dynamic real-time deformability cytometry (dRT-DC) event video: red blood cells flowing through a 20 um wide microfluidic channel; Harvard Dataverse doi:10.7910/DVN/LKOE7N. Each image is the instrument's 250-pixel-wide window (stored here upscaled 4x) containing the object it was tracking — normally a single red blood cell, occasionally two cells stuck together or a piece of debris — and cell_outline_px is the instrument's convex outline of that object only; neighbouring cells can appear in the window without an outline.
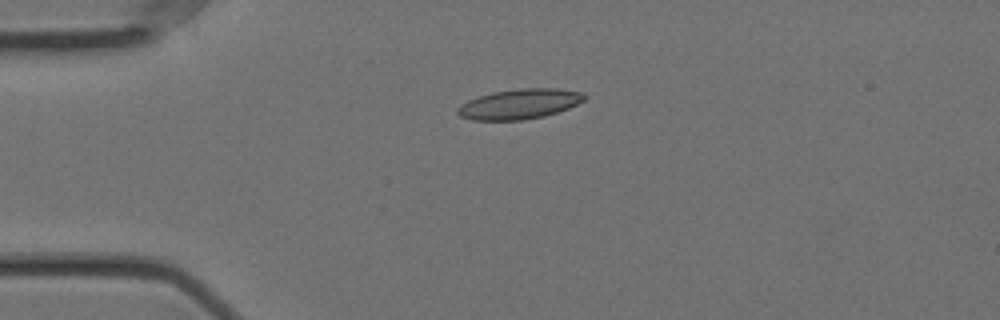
{"species": "Egyptian fruit bat (a non-hibernating species)", "species_latin": "Rousettus aegyptiacus", "temperature_condition": "cold", "stored_images_in_passage": 44, "camera_frame_rate_fps": 3000, "um_per_image_px": 0.085, "animal": {"sex": "female"}, "frame": {"image": 1, "passage_image": 1, "time_ms": 0.0, "image_size_px": [1000, 320], "cell_outline_px": [[588, 96], [584, 100], [568, 108], [544, 116], [524, 120], [472, 120], [460, 116], [456, 112], [456, 108], [460, 104], [468, 100], [492, 92], [520, 88], [556, 88], [584, 92]], "centroid_in_image_um": [44.15, 8.83], "position_along_channel_um": 40.8, "area_um2": 22.31}}
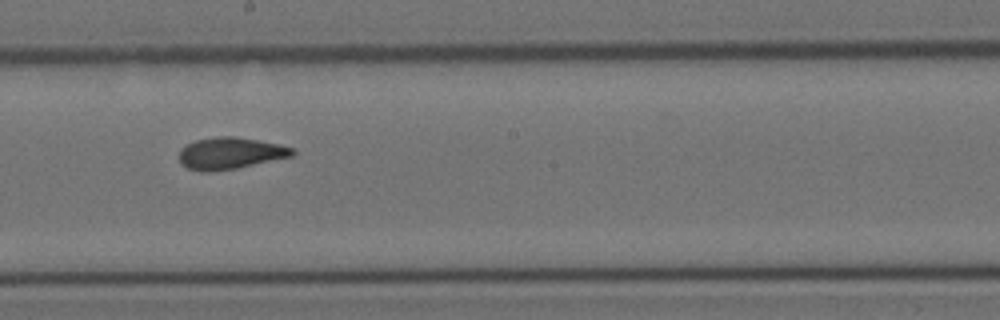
{"frame": {"image": 2, "passage_image": 19, "time_ms": 6.0, "image_size_px": [1000, 320], "cell_outline_px": [[296, 152], [292, 156], [236, 168], [208, 172], [200, 172], [188, 168], [180, 160], [180, 148], [196, 140], [220, 136], [236, 136], [280, 144], [296, 148]], "centroid_in_image_um": [19.61, 13.02], "position_along_channel_um": 228.6, "area_um2": 20.87}}
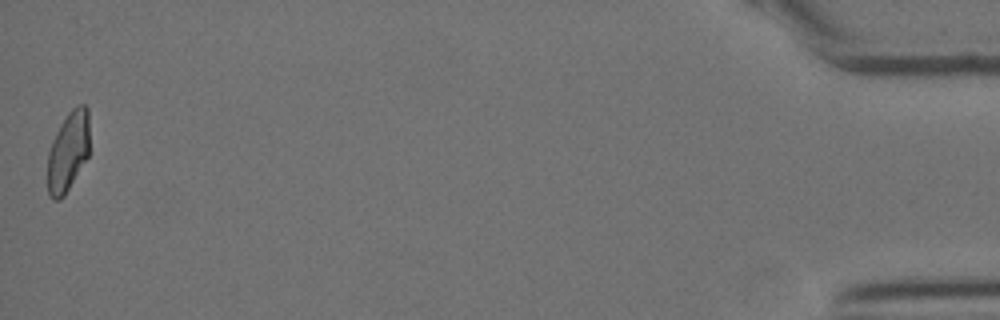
{"frame": {"image": 3, "passage_image": 44, "time_ms": 14.333, "image_size_px": [1000, 320], "cell_outline_px": [[88, 156], [64, 196], [60, 200], [52, 200], [48, 192], [48, 152], [52, 140], [60, 124], [68, 112], [76, 104], [84, 104], [88, 108]], "centroid_in_image_um": [5.78, 12.86], "position_along_channel_um": 429.4, "area_um2": 19.48}, "authors_computed_cell_mechanics": {"area_um2": 20.6924, "velocity_mm_per_s": 3.5587, "shape_relaxation_time_tau1_ms": 7.7485, "shape_relaxation_time_tau2_ms": 1.8808, "deformation_change_tau1": 0.1727, "deformation_change_tau2": 0.091}}